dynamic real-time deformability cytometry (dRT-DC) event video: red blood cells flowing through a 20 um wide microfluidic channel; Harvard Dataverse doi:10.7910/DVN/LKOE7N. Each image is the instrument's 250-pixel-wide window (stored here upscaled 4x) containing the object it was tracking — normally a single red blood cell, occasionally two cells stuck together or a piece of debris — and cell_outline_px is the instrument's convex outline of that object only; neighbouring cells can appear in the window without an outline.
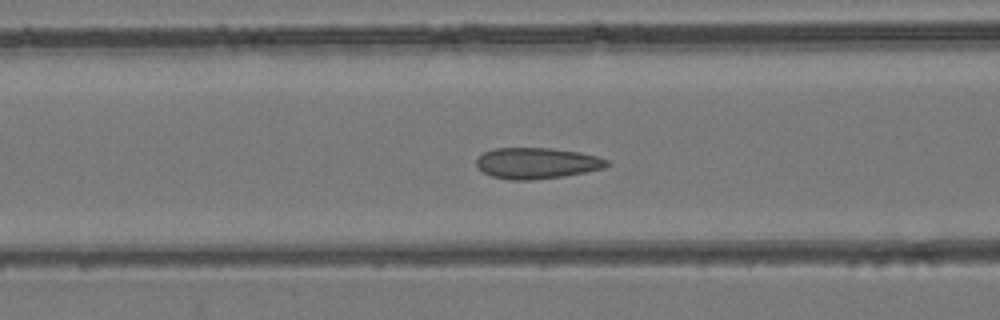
{"species": "common noctule bat (a hibernating species)", "species_latin": "Nyctalus noctula", "temperature_condition": "room temperature", "stored_images_in_passage": 49, "camera_frame_rate_fps": 3000, "um_per_image_px": 0.085, "animal": {"sex": "female", "body_mass_g": 24.6, "forearm_length_mm": 56.2}, "frame": {"image": 1, "passage_image": 20, "time_ms": 6.333, "image_size_px": [1000, 320], "cell_outline_px": [[612, 164], [604, 168], [564, 176], [532, 180], [508, 180], [492, 176], [484, 172], [476, 164], [476, 160], [484, 152], [496, 148], [552, 148], [580, 152], [596, 156], [608, 160]], "centroid_in_image_um": [45.66, 13.87], "position_along_channel_um": 120.9, "area_um2": 23.58}}
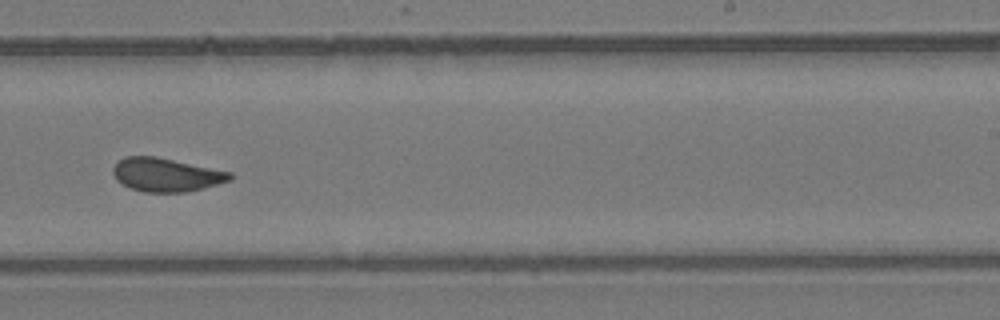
{"frame": {"image": 2, "passage_image": 31, "time_ms": 10.0, "image_size_px": [1000, 320], "cell_outline_px": [[232, 180], [204, 188], [184, 192], [144, 192], [132, 188], [116, 180], [112, 172], [112, 168], [124, 156], [156, 156], [232, 172]], "centroid_in_image_um": [14.14, 14.85], "position_along_channel_um": 274.9, "area_um2": 22.83}}
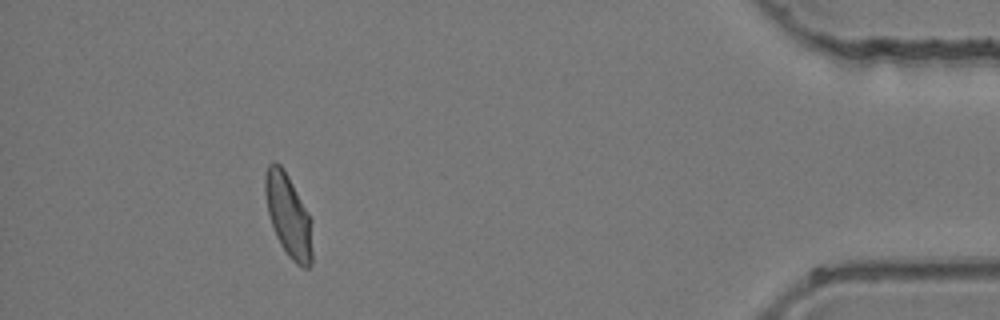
{"frame": {"image": 3, "passage_image": 45, "time_ms": 14.667, "image_size_px": [1000, 320], "cell_outline_px": [[312, 264], [308, 268], [304, 268], [296, 264], [288, 256], [280, 244], [276, 236], [268, 212], [264, 192], [264, 176], [268, 164], [272, 160], [276, 160], [280, 164], [288, 176], [308, 212], [312, 220]], "centroid_in_image_um": [24.51, 18.31], "position_along_channel_um": 410.7, "area_um2": 23.0}}